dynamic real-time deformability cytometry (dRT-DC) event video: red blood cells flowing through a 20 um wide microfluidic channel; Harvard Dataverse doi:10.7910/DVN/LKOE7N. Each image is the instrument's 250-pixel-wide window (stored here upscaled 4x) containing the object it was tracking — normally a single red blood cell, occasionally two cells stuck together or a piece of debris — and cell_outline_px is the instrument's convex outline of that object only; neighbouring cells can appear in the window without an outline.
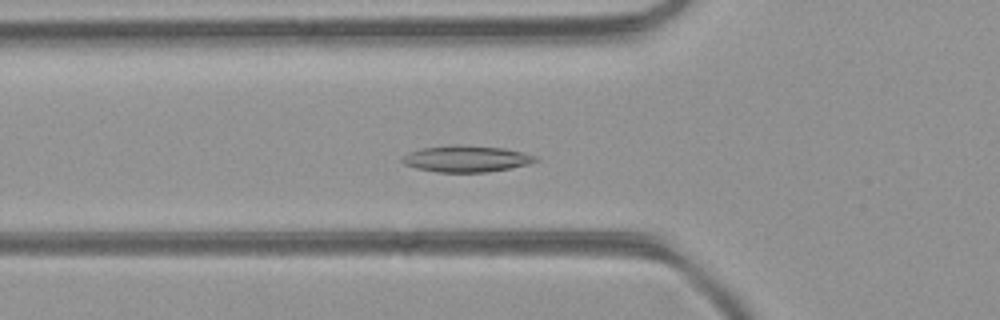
{"species": "common noctule bat (a hibernating species)", "species_latin": "Nyctalus noctula", "temperature_condition": "room temperature", "stored_images_in_passage": 33, "camera_frame_rate_fps": 3000, "um_per_image_px": 0.085, "animal": {"sex": "female", "body_mass_g": 21.9}, "frame": {"image": 1, "passage_image": 2, "time_ms": 0.333, "image_size_px": [1000, 320], "cell_outline_px": [[540, 160], [528, 164], [512, 168], [488, 172], [436, 172], [416, 168], [404, 164], [400, 160], [400, 156], [408, 152], [424, 148], [456, 144], [504, 148], [524, 152], [536, 156]], "centroid_in_image_um": [39.64, 13.49], "position_along_channel_um": 86.2, "area_um2": 20.75}}
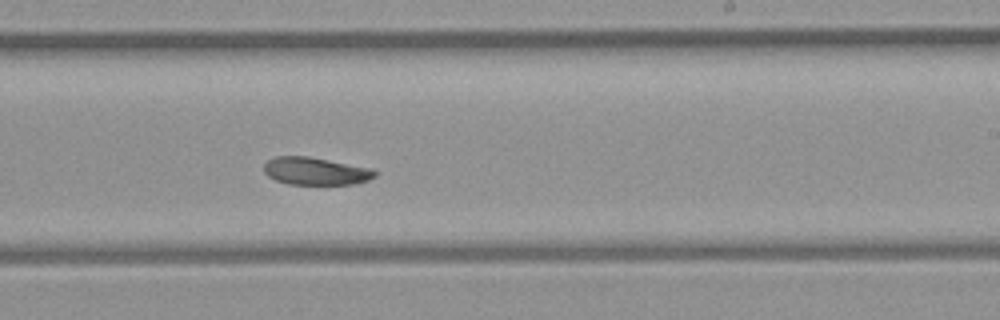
{"frame": {"image": 2, "passage_image": 14, "time_ms": 4.333, "image_size_px": [1000, 320], "cell_outline_px": [[376, 176], [368, 180], [356, 184], [288, 184], [276, 180], [268, 176], [264, 172], [264, 164], [268, 160], [276, 156], [308, 156], [372, 168], [376, 172]], "centroid_in_image_um": [26.83, 14.54], "position_along_channel_um": 262.2, "area_um2": 17.86}}
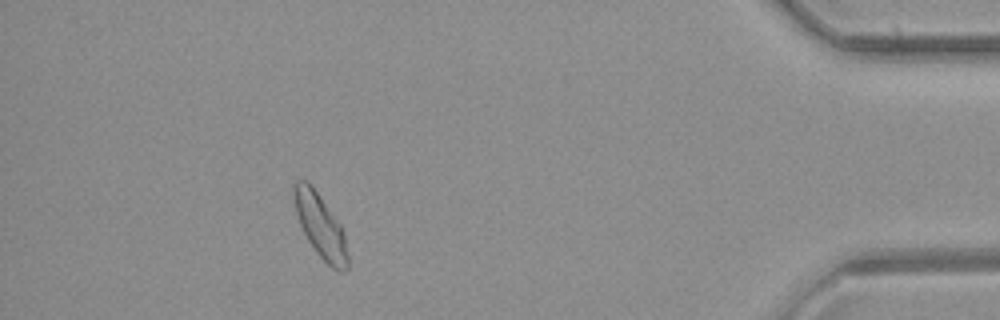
{"frame": {"image": 3, "passage_image": 28, "time_ms": 9.0, "image_size_px": [1000, 320], "cell_outline_px": [[348, 268], [344, 272], [336, 272], [316, 252], [308, 240], [300, 224], [296, 212], [292, 196], [292, 184], [296, 180], [308, 180], [320, 196], [340, 224], [344, 232], [348, 256]], "centroid_in_image_um": [27.22, 19.19], "position_along_channel_um": 408.0, "area_um2": 20.06}}